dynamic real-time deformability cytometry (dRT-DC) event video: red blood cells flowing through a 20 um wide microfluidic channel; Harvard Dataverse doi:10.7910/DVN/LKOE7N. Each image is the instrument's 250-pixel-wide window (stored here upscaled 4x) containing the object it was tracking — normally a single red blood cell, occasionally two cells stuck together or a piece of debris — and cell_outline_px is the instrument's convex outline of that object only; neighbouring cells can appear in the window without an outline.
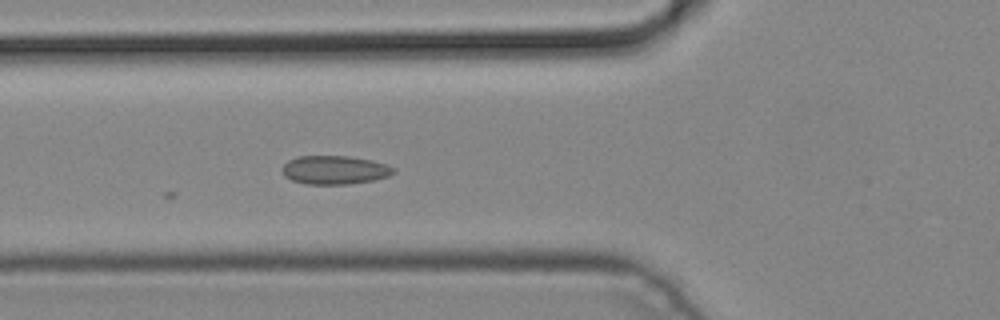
{"species": "common noctule bat (a hibernating species)", "species_latin": "Nyctalus noctula", "temperature_condition": "cold", "stored_images_in_passage": 2, "camera_frame_rate_fps": 3000, "um_per_image_px": 0.085, "animal": {"sex": "male", "body_mass_g": 19.2, "forearm_length_mm": 51.8}, "frame": {"image": 1, "passage_image": 2, "time_ms": 0.333, "image_size_px": [1000, 320], "cell_outline_px": [[396, 172], [388, 176], [372, 180], [348, 184], [304, 184], [292, 180], [284, 176], [280, 168], [288, 160], [296, 156], [352, 156], [372, 160], [388, 164]], "centroid_in_image_um": [28.41, 14.44], "position_along_channel_um": 97.4, "area_um2": 18.73}}